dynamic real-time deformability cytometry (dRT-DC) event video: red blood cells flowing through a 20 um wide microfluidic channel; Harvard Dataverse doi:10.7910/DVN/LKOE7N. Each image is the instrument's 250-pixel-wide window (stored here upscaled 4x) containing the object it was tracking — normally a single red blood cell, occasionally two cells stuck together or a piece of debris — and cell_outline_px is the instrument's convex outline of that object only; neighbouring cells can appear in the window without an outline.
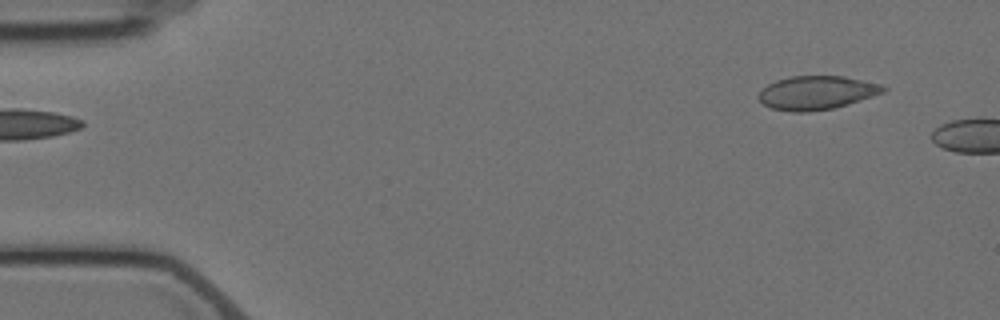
{"species": "Egyptian fruit bat (a non-hibernating species)", "species_latin": "Rousettus aegyptiacus", "temperature_condition": "cold", "stored_images_in_passage": 4, "segment_of_instrument_passage": [2, 2], "camera_frame_rate_fps": 3000, "um_per_image_px": 0.085, "animal": {"sex": "female"}, "frame": {"image": 1, "passage_image": 4, "time_ms": 3.333, "image_size_px": [1000, 320], "cell_outline_px": [[888, 88], [884, 92], [848, 104], [832, 108], [808, 112], [792, 112], [772, 108], [764, 104], [756, 96], [768, 84], [776, 80], [792, 76], [844, 76], [884, 84]], "centroid_in_image_um": [69.44, 7.87], "position_along_channel_um": 15.6, "area_um2": 24.45}}